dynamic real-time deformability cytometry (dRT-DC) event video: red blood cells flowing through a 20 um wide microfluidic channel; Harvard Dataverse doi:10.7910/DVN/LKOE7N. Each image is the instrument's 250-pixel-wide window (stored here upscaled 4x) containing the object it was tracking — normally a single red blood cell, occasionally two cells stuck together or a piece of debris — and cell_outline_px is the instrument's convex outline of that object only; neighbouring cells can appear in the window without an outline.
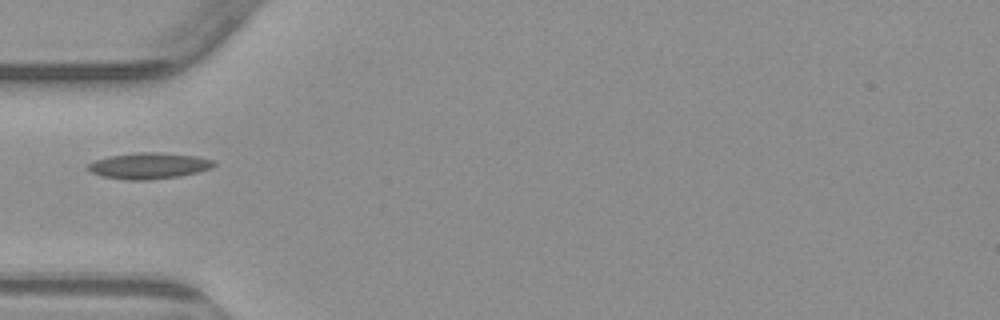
{"species": "common noctule bat (a hibernating species)", "species_latin": "Nyctalus noctula", "temperature_condition": "warm", "stored_images_in_passage": 1, "camera_frame_rate_fps": 3000, "um_per_image_px": 0.085, "animal": {"sex": "male", "body_mass_g": 23.1, "forearm_length_mm": 52.7}, "frame": {"image": 1, "passage_image": 1, "time_ms": 0.0, "image_size_px": [1000, 320], "cell_outline_px": [[216, 164], [212, 168], [200, 172], [180, 176], [148, 180], [124, 180], [100, 176], [84, 168], [88, 164], [96, 160], [108, 156], [136, 152], [152, 152], [196, 156], [216, 160]], "centroid_in_image_um": [12.66, 14.1], "position_along_channel_um": 72.3, "area_um2": 19.42}}